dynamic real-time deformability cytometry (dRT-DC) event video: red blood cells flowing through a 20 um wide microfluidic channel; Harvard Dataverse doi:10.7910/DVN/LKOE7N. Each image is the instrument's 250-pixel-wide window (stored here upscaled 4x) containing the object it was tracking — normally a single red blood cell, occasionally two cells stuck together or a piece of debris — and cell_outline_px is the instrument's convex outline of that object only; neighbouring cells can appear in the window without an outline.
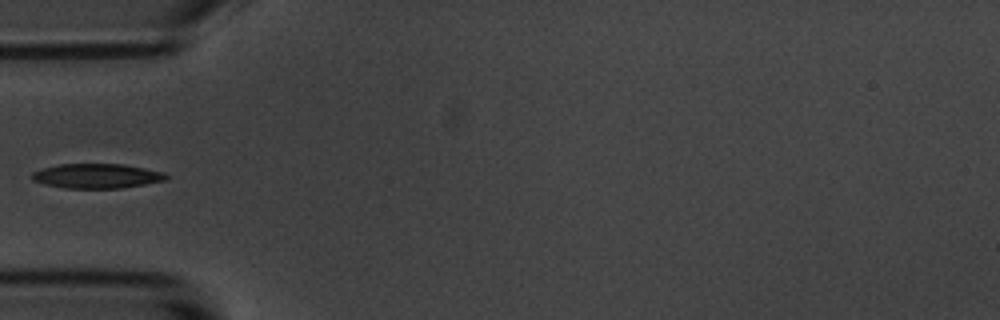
{"species": "common noctule bat (a hibernating species)", "species_latin": "Nyctalus noctula", "temperature_condition": "room temperature", "stored_images_in_passage": 9, "camera_frame_rate_fps": 3000, "um_per_image_px": 0.085, "animal": {"sex": "male", "body_mass_g": 20.1, "forearm_length_mm": 53.5}, "frame": {"image": 1, "passage_image": 3, "time_ms": 2.667, "image_size_px": [1000, 320], "cell_outline_px": [[168, 180], [120, 188], [64, 188], [44, 184], [32, 180], [32, 172], [44, 168], [60, 164], [124, 164], [164, 172], [168, 176]], "centroid_in_image_um": [8.24, 14.96], "position_along_channel_um": 76.8, "area_um2": 19.19}}
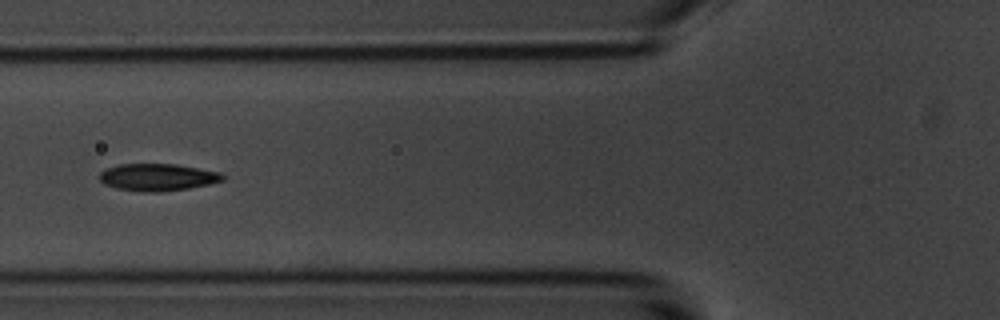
{"frame": {"image": 2, "passage_image": 4, "time_ms": 3.667, "image_size_px": [1000, 320], "cell_outline_px": [[224, 180], [208, 184], [188, 188], [160, 192], [144, 192], [116, 188], [104, 184], [100, 180], [100, 172], [104, 168], [120, 164], [176, 164], [224, 172]], "centroid_in_image_um": [13.41, 15.05], "position_along_channel_um": 112.4, "area_um2": 19.65}}
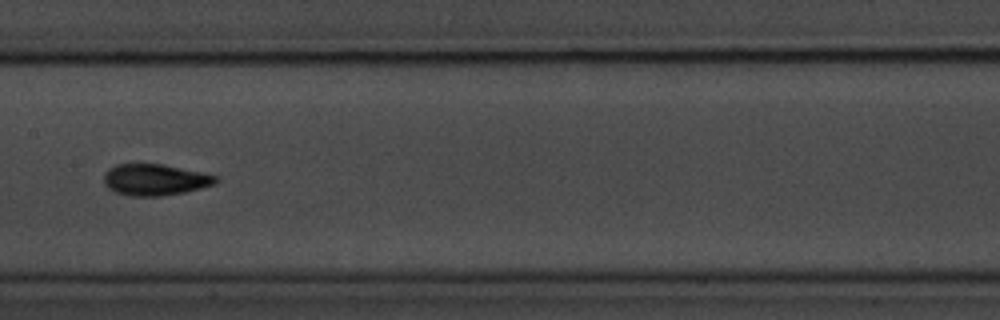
{"frame": {"image": 3, "passage_image": 6, "time_ms": 6.0, "image_size_px": [1000, 320], "cell_outline_px": [[220, 180], [216, 184], [184, 192], [160, 196], [128, 196], [116, 192], [108, 188], [104, 184], [104, 172], [108, 168], [116, 164], [164, 164], [204, 172], [220, 176]], "centroid_in_image_um": [13.21, 15.27], "position_along_channel_um": 194.2, "area_um2": 20.81}}